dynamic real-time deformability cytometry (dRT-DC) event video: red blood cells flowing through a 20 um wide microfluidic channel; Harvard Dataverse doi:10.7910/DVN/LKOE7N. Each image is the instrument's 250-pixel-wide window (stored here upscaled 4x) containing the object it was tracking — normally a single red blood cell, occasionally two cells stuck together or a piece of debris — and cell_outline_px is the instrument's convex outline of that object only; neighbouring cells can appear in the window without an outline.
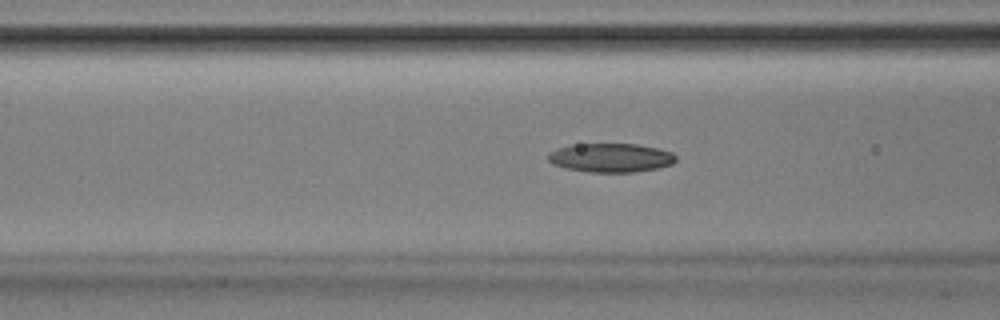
{"species": "Egyptian fruit bat (a non-hibernating species)", "species_latin": "Rousettus aegyptiacus", "temperature_condition": "room temperature", "stored_images_in_passage": 53, "camera_frame_rate_fps": 3000, "um_per_image_px": 0.085, "animal": {"sex": "male"}, "frame": {"image": 1, "passage_image": 20, "time_ms": 6.333, "image_size_px": [1000, 320], "cell_outline_px": [[676, 160], [672, 164], [660, 168], [636, 172], [588, 172], [564, 168], [552, 164], [548, 160], [548, 152], [556, 148], [572, 144], [636, 144], [656, 148], [672, 152], [676, 156]], "centroid_in_image_um": [51.89, 13.41], "position_along_channel_um": 114.7, "area_um2": 21.73}}
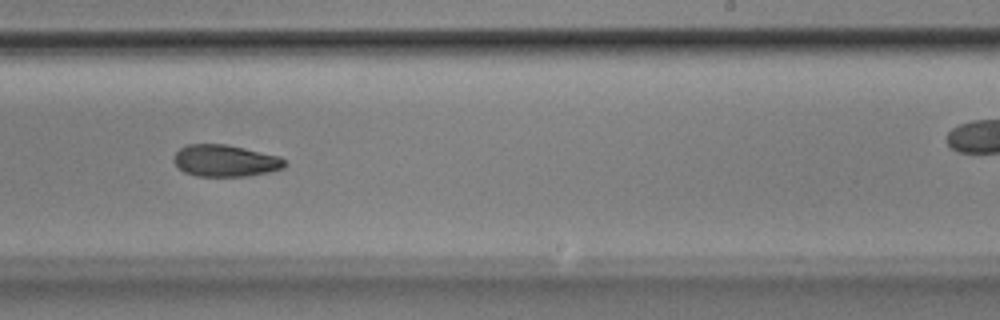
{"frame": {"image": 2, "passage_image": 32, "time_ms": 10.333, "image_size_px": [1000, 320], "cell_outline_px": [[288, 164], [284, 168], [268, 172], [248, 176], [196, 176], [184, 172], [172, 160], [176, 152], [180, 148], [188, 144], [224, 144], [244, 148], [280, 156]], "centroid_in_image_um": [19.16, 13.66], "position_along_channel_um": 269.8, "area_um2": 20.58}}
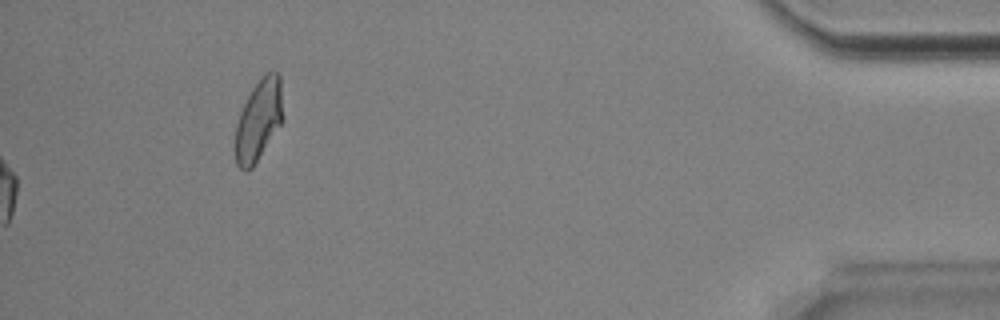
{"frame": {"image": 3, "passage_image": 53, "time_ms": 17.333, "image_size_px": [1000, 320], "cell_outline_px": [[284, 120], [252, 168], [244, 172], [236, 164], [232, 148], [236, 124], [240, 112], [252, 88], [264, 72], [272, 68], [280, 72], [284, 116]], "centroid_in_image_um": [21.98, 10.19], "position_along_channel_um": 413.2, "area_um2": 23.58}, "authors_computed_cell_mechanics": {"area_um2": 21.097, "velocity_mm_per_s": 3.8935, "shape_relaxation_time_tau1_ms": null, "shape_relaxation_time_tau2_ms": 5.7118, "deformation_change_tau1": null, "deformation_change_tau2": 0.1285}}